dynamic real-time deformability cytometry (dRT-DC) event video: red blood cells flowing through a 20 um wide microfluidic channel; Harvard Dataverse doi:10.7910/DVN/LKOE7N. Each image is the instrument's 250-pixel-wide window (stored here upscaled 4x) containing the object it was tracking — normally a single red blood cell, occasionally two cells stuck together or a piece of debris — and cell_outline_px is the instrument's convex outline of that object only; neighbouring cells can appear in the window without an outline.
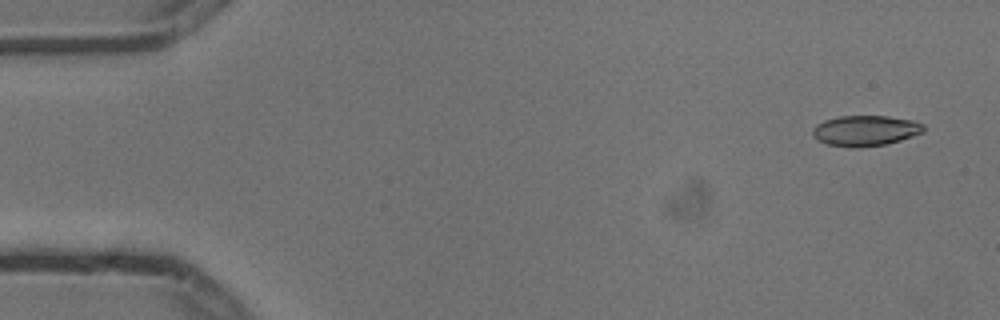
{"species": "common noctule bat (a hibernating species)", "species_latin": "Nyctalus noctula", "temperature_condition": "cold", "stored_images_in_passage": 6, "camera_frame_rate_fps": 3000, "um_per_image_px": 0.085, "animal": {"sex": "male", "body_mass_g": 13.3}, "frame": {"image": 1, "passage_image": 1, "time_ms": 0.0, "image_size_px": [1000, 320], "cell_outline_px": [[924, 132], [900, 140], [884, 144], [856, 148], [828, 144], [816, 140], [812, 132], [812, 128], [816, 124], [824, 120], [840, 116], [888, 116], [916, 120], [924, 124]], "centroid_in_image_um": [73.56, 11.09], "position_along_channel_um": 11.4, "area_um2": 19.83}}
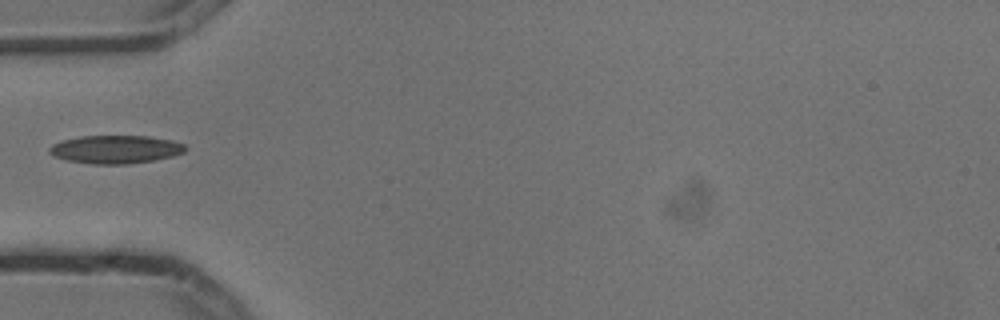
{"frame": {"image": 2, "passage_image": 5, "time_ms": 1.333, "image_size_px": [1000, 320], "cell_outline_px": [[188, 148], [184, 152], [172, 156], [152, 160], [128, 164], [92, 164], [68, 160], [56, 156], [48, 152], [48, 148], [52, 144], [60, 140], [80, 136], [148, 136], [172, 140], [184, 144]], "centroid_in_image_um": [9.81, 12.69], "position_along_channel_um": 75.2, "area_um2": 22.31}}
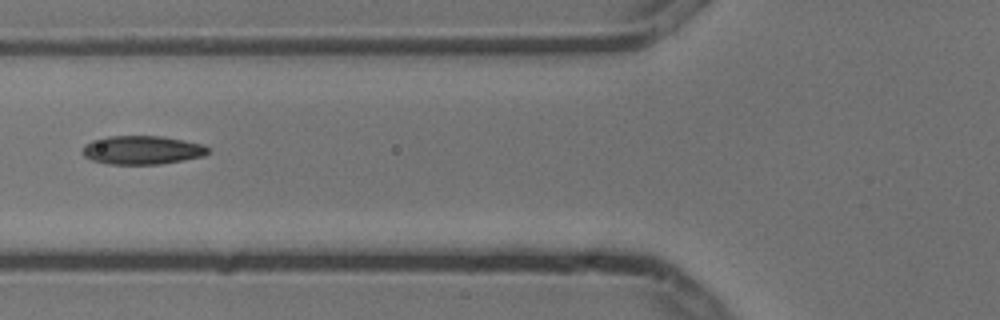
{"frame": {"image": 3, "passage_image": 6, "time_ms": 1.667, "image_size_px": [1000, 320], "cell_outline_px": [[208, 152], [204, 156], [160, 164], [108, 164], [92, 160], [84, 156], [80, 152], [84, 144], [92, 140], [108, 136], [164, 136], [204, 144], [208, 148]], "centroid_in_image_um": [12.05, 12.75], "position_along_channel_um": 113.8, "area_um2": 21.1}}